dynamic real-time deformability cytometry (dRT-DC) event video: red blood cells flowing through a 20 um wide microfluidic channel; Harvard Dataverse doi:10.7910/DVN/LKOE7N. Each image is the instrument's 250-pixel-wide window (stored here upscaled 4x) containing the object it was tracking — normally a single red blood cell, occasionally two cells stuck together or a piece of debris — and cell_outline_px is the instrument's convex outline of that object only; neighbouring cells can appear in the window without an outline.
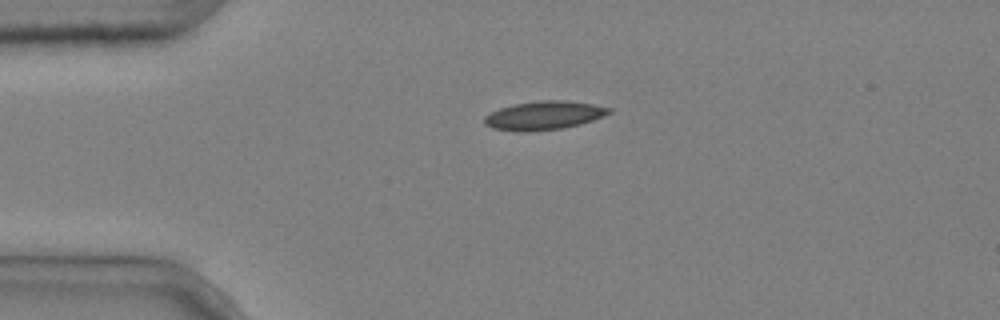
{"species": "common noctule bat (a hibernating species)", "species_latin": "Nyctalus noctula", "temperature_condition": "cold", "stored_images_in_passage": 2, "camera_frame_rate_fps": 3000, "um_per_image_px": 0.085, "animal": {"sex": "male", "body_mass_g": 20.4}, "frame": {"image": 1, "passage_image": 1, "time_ms": 0.0, "image_size_px": [1000, 320], "cell_outline_px": [[612, 112], [604, 116], [580, 124], [564, 128], [528, 132], [520, 132], [492, 128], [484, 124], [484, 116], [500, 108], [516, 104], [544, 100], [568, 100], [592, 104], [612, 108]], "centroid_in_image_um": [46.25, 9.82], "position_along_channel_um": 38.7, "area_um2": 20.81}}